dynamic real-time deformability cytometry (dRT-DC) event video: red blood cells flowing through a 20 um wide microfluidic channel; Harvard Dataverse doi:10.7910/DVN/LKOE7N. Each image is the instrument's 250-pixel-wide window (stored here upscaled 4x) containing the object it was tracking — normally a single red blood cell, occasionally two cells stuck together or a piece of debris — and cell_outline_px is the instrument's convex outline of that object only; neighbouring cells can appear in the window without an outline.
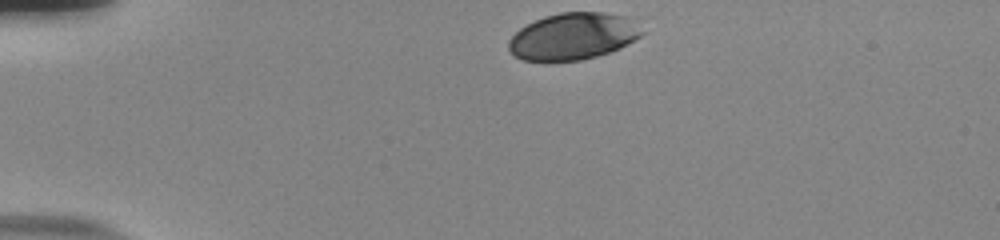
{"species": "human", "species_latin": "Homo sapiens", "temperature_condition": "room temperature", "stored_images_in_passage": 35, "camera_frame_rate_fps": 3000, "um_per_image_px": 0.085, "donor": {"sex": "male"}, "frame": {"image": 1, "passage_image": 1, "time_ms": 0.0, "image_size_px": [1000, 240], "cell_outline_px": [[648, 32], [620, 48], [596, 56], [580, 60], [520, 60], [512, 56], [508, 48], [508, 40], [520, 28], [544, 16], [560, 12], [604, 12], [632, 16]], "centroid_in_image_um": [48.78, 3.06], "position_along_channel_um": 36.2, "area_um2": 36.88}}
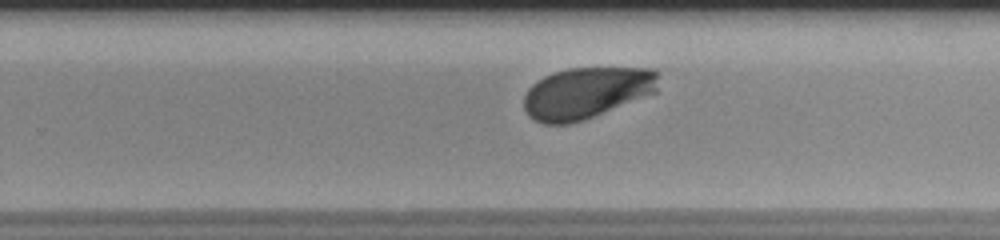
{"frame": {"image": 2, "passage_image": 25, "time_ms": 8.0, "image_size_px": [1000, 240], "cell_outline_px": [[660, 72], [656, 92], [584, 120], [568, 124], [544, 124], [528, 116], [524, 108], [524, 96], [528, 88], [536, 80], [544, 76], [568, 68], [652, 68]], "centroid_in_image_um": [49.85, 7.88], "position_along_channel_um": 280.0, "area_um2": 40.4}}
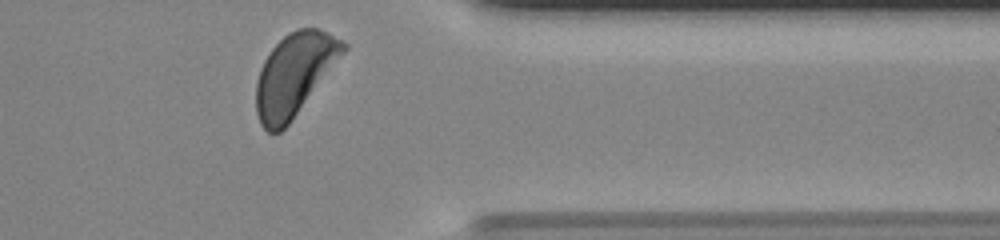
{"frame": {"image": 3, "passage_image": 34, "time_ms": 11.0, "image_size_px": [1000, 240], "cell_outline_px": [[348, 48], [288, 124], [280, 132], [268, 132], [260, 124], [256, 112], [256, 84], [260, 68], [264, 60], [272, 48], [288, 32], [296, 28], [316, 28], [328, 32], [348, 44]], "centroid_in_image_um": [25.0, 6.31], "position_along_channel_um": 386.4, "area_um2": 41.27}, "authors_computed_cell_mechanics": {"area_um2": 40.46, "velocity_mm_per_s": 3.7931, "shape_relaxation_time_tau1_ms": 2.609, "shape_relaxation_time_tau2_ms": null, "deformation_change_tau1": 0.1304, "deformation_change_tau2": null}}